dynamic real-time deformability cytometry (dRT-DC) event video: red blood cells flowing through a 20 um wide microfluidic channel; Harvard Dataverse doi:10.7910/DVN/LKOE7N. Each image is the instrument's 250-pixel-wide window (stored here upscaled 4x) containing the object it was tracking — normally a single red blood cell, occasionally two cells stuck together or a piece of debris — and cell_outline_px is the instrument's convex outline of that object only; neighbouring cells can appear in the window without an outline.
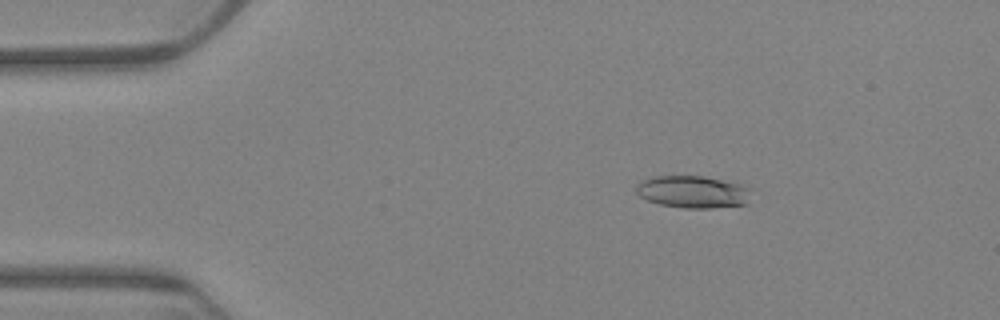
{"species": "Egyptian fruit bat (a non-hibernating species)", "species_latin": "Rousettus aegyptiacus", "temperature_condition": "warm", "stored_images_in_passage": 63, "camera_frame_rate_fps": 3000, "um_per_image_px": 0.085, "animal": {"sex": "female"}, "frame": {"image": 1, "passage_image": 11, "time_ms": 3.333, "image_size_px": [1000, 320], "cell_outline_px": [[748, 204], [712, 208], [684, 208], [660, 204], [648, 200], [640, 196], [636, 192], [636, 184], [640, 180], [652, 176], [704, 176], [740, 184], [748, 188]], "centroid_in_image_um": [58.84, 16.3], "position_along_channel_um": 26.2, "area_um2": 21.56}}
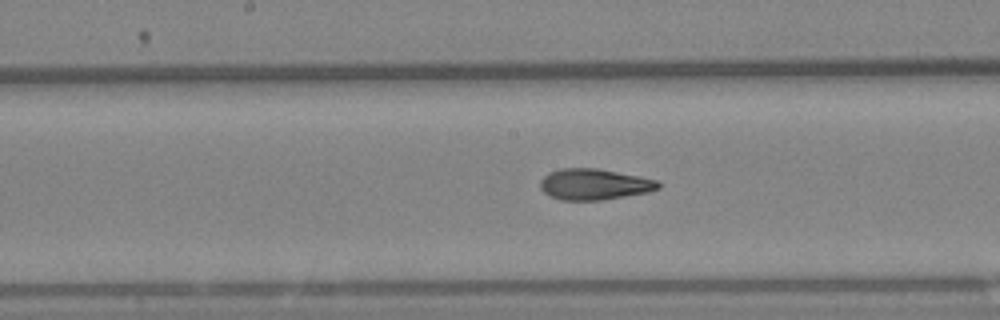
{"frame": {"image": 2, "passage_image": 33, "time_ms": 10.667, "image_size_px": [1000, 320], "cell_outline_px": [[660, 188], [648, 192], [604, 200], [560, 200], [548, 196], [540, 188], [540, 180], [548, 172], [560, 168], [596, 168], [640, 176], [656, 180], [660, 184]], "centroid_in_image_um": [50.48, 15.67], "position_along_channel_um": 197.7, "area_um2": 21.5}}
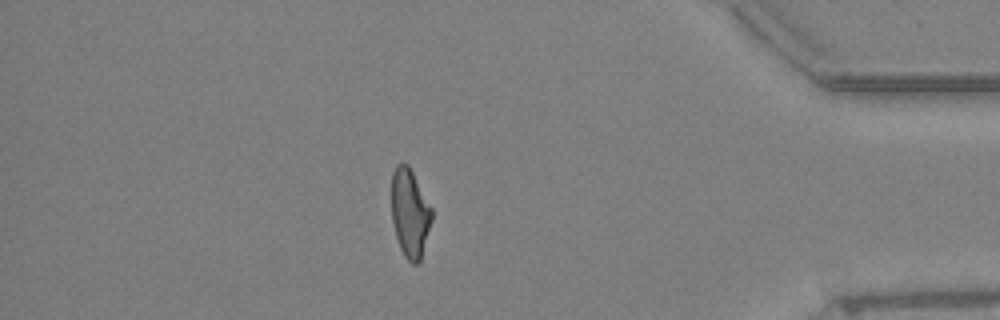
{"frame": {"image": 3, "passage_image": 55, "time_ms": 18.0, "image_size_px": [1000, 320], "cell_outline_px": [[432, 220], [420, 260], [416, 264], [412, 264], [404, 256], [400, 248], [396, 236], [392, 220], [392, 172], [396, 164], [408, 164], [432, 208]], "centroid_in_image_um": [34.84, 18.11], "position_along_channel_um": 400.4, "area_um2": 20.58}, "authors_computed_cell_mechanics": {"area_um2": 21.5594, "velocity_mm_per_s": 3.281, "shape_relaxation_time_tau1_ms": null, "shape_relaxation_time_tau2_ms": 2.3053, "deformation_change_tau1": null, "deformation_change_tau2": 0.0967}}